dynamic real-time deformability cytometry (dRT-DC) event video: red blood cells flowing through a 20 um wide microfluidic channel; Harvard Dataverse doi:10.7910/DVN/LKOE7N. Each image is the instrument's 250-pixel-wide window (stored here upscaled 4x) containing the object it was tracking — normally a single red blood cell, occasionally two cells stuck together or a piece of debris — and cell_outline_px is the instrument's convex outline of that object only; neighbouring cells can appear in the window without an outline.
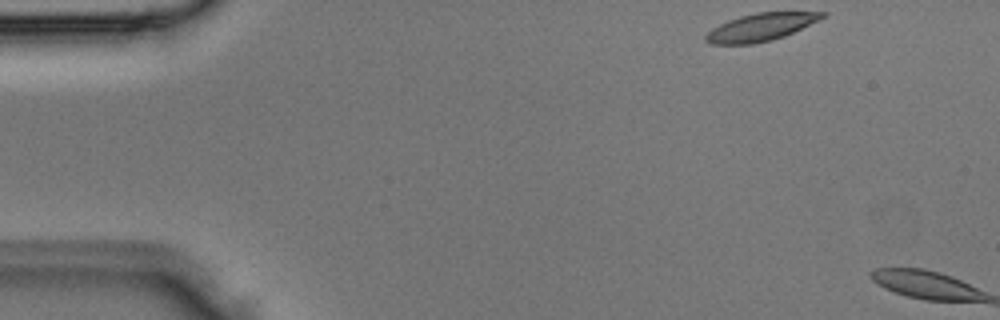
{"species": "Egyptian fruit bat (a non-hibernating species)", "species_latin": "Rousettus aegyptiacus", "temperature_condition": "room temperature", "stored_images_in_passage": 2, "camera_frame_rate_fps": 3000, "um_per_image_px": 0.085, "animal": {"sex": "male"}, "frame": {"image": 1, "passage_image": 1, "time_ms": 0.0, "image_size_px": [1000, 320], "cell_outline_px": [[828, 12], [824, 16], [784, 36], [772, 40], [752, 44], [708, 44], [704, 40], [704, 36], [712, 28], [728, 20], [740, 16], [756, 12]], "centroid_in_image_um": [64.57, 2.32], "position_along_channel_um": 20.4, "area_um2": 18.44}}